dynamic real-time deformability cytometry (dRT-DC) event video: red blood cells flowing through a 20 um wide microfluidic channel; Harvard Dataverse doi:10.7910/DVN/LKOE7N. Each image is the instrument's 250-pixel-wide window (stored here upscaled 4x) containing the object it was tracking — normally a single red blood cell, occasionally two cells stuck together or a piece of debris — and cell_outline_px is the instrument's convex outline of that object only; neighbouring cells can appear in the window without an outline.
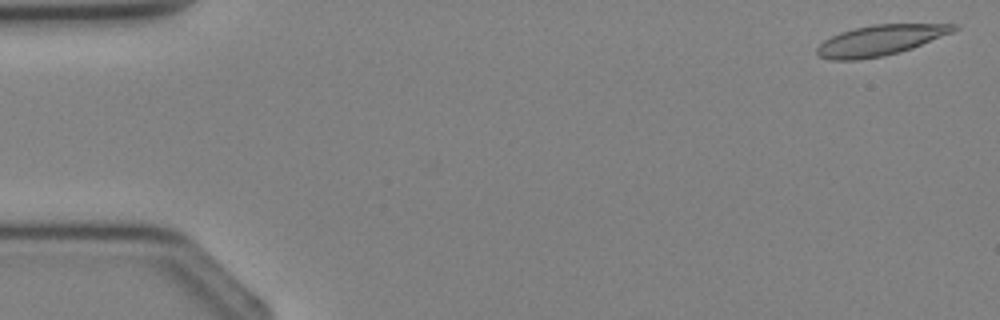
{"species": "Egyptian fruit bat (a non-hibernating species)", "species_latin": "Rousettus aegyptiacus", "temperature_condition": "cold", "stored_images_in_passage": 3, "camera_frame_rate_fps": 3000, "um_per_image_px": 0.085, "animal": {"sex": "female"}, "frame": {"image": 1, "passage_image": 1, "time_ms": 0.0, "image_size_px": [1000, 320], "cell_outline_px": [[960, 28], [952, 32], [912, 48], [900, 52], [884, 56], [856, 60], [832, 60], [820, 56], [816, 52], [816, 48], [824, 40], [840, 32], [872, 24], [960, 24]], "centroid_in_image_um": [74.83, 3.42], "position_along_channel_um": 10.2, "area_um2": 24.16}}